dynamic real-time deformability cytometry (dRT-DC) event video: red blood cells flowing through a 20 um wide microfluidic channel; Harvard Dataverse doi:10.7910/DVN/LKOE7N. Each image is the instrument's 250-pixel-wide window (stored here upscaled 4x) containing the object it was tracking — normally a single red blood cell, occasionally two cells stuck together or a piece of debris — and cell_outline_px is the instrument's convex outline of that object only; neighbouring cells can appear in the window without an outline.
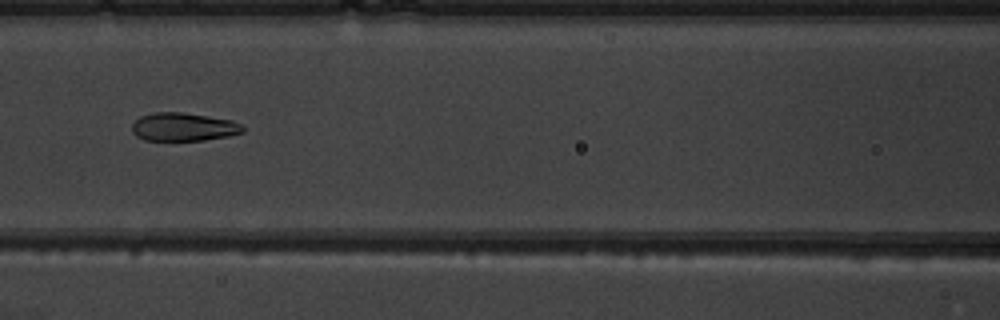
{"species": "common noctule bat (a hibernating species)", "species_latin": "Nyctalus noctula", "temperature_condition": "warm", "stored_images_in_passage": 8, "camera_frame_rate_fps": 3000, "um_per_image_px": 0.085, "animal": {"sex": "male", "body_mass_g": 19.5, "forearm_length_mm": 54.6}, "frame": {"image": 1, "passage_image": 8, "time_ms": 8.0, "image_size_px": [1000, 320], "cell_outline_px": [[244, 132], [228, 136], [204, 140], [144, 140], [136, 136], [132, 132], [132, 124], [140, 116], [156, 112], [180, 112], [208, 116], [232, 120], [240, 124], [244, 128]], "centroid_in_image_um": [15.59, 10.79], "position_along_channel_um": 151.0, "area_um2": 18.21}}